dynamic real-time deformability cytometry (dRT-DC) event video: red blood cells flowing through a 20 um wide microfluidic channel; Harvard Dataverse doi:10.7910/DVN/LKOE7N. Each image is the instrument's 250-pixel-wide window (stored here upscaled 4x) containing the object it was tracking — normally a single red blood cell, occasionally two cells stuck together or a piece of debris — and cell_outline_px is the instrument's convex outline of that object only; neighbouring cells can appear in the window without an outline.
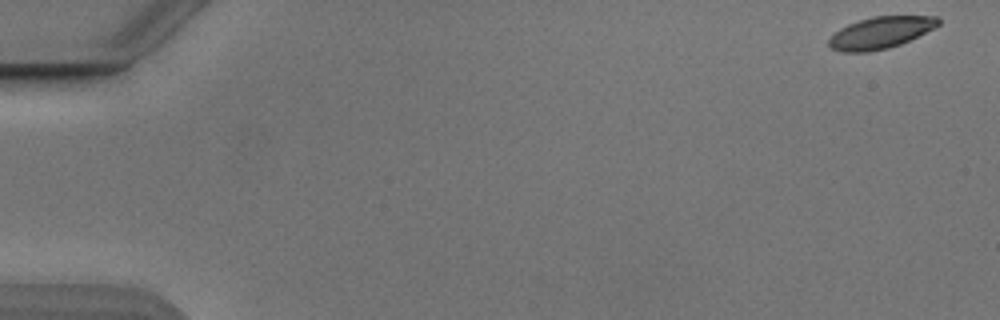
{"species": "Egyptian fruit bat (a non-hibernating species)", "species_latin": "Rousettus aegyptiacus", "temperature_condition": "cold", "stored_images_in_passage": 53, "camera_frame_rate_fps": 3000, "um_per_image_px": 0.085, "animal": {"sex": "male"}, "frame": {"image": 1, "passage_image": 1, "time_ms": 0.0, "image_size_px": [1000, 320], "cell_outline_px": [[940, 24], [900, 44], [888, 48], [868, 52], [844, 52], [832, 48], [828, 44], [828, 40], [840, 28], [848, 24], [872, 16], [940, 16]], "centroid_in_image_um": [74.83, 2.77], "position_along_channel_um": 10.2, "area_um2": 19.94}}
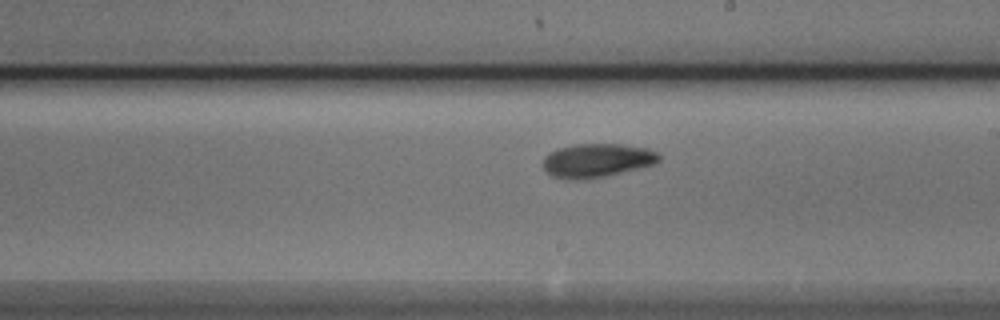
{"frame": {"image": 2, "passage_image": 31, "time_ms": 10.0, "image_size_px": [1000, 320], "cell_outline_px": [[660, 160], [656, 164], [608, 176], [588, 180], [564, 180], [552, 176], [544, 172], [540, 164], [544, 156], [548, 152], [556, 148], [576, 144], [620, 144], [648, 148], [660, 152]], "centroid_in_image_um": [50.69, 13.66], "position_along_channel_um": 238.3, "area_um2": 23.76}}
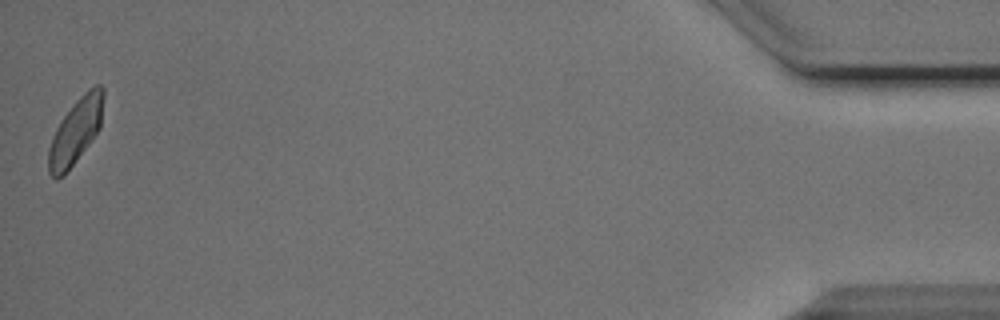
{"frame": {"image": 3, "passage_image": 53, "time_ms": 17.333, "image_size_px": [1000, 320], "cell_outline_px": [[104, 96], [100, 128], [64, 176], [56, 180], [48, 172], [48, 148], [52, 136], [60, 120], [76, 100], [88, 88], [96, 84], [100, 84], [104, 88]], "centroid_in_image_um": [6.42, 11.14], "position_along_channel_um": 428.8, "area_um2": 20.98}, "authors_computed_cell_mechanics": {"area_um2": 21.3282, "velocity_mm_per_s": 3.8295, "shape_relaxation_time_tau1_ms": 2.3059, "shape_relaxation_time_tau2_ms": 4.3305, "deformation_change_tau1": 0.1084, "deformation_change_tau2": 0.094}}